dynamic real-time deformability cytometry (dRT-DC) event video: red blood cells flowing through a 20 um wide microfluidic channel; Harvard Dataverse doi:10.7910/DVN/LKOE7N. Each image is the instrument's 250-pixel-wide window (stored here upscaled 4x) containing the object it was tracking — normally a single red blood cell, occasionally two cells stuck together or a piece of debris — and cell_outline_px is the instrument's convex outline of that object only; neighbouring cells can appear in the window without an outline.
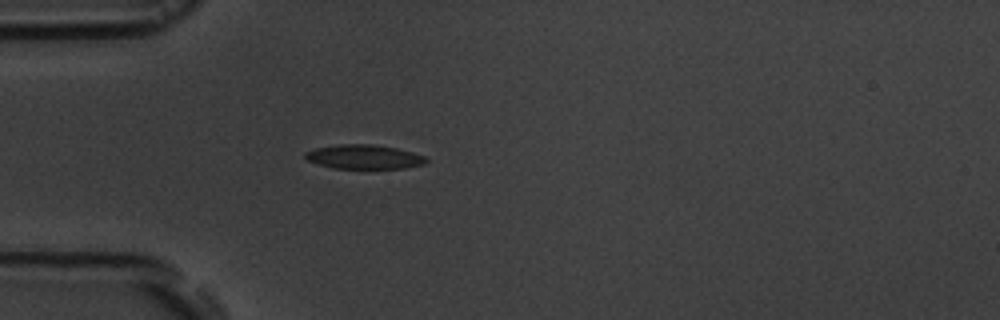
{"species": "common noctule bat (a hibernating species)", "species_latin": "Nyctalus noctula", "temperature_condition": "room temperature", "stored_images_in_passage": 6, "camera_frame_rate_fps": 3000, "um_per_image_px": 0.085, "animal": {"sex": "male", "body_mass_g": 19.5, "forearm_length_mm": 54.6}, "frame": {"image": 1, "passage_image": 6, "time_ms": 5.333, "image_size_px": [1000, 320], "cell_outline_px": [[428, 160], [424, 164], [404, 168], [332, 168], [308, 160], [304, 156], [304, 152], [316, 148], [340, 144], [372, 144], [396, 148], [412, 152], [424, 156]], "centroid_in_image_um": [30.94, 13.33], "position_along_channel_um": 54.1, "area_um2": 16.88}}